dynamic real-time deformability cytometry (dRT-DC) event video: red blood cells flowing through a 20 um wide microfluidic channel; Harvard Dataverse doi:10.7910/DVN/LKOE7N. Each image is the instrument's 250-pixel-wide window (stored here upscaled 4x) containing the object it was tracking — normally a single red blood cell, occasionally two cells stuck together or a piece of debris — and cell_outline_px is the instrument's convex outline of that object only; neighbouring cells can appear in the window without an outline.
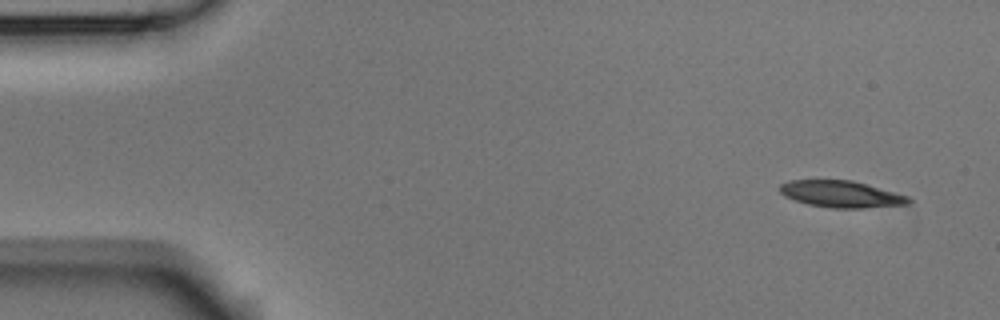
{"species": "Egyptian fruit bat (a non-hibernating species)", "species_latin": "Rousettus aegyptiacus", "temperature_condition": "room temperature", "stored_images_in_passage": 6, "camera_frame_rate_fps": 3000, "um_per_image_px": 0.085, "animal": {"sex": "male"}, "frame": {"image": 1, "passage_image": 1, "time_ms": 0.0, "image_size_px": [1000, 320], "cell_outline_px": [[912, 200], [908, 204], [864, 208], [832, 208], [808, 204], [784, 196], [780, 192], [780, 184], [788, 180], [852, 180], [908, 196]], "centroid_in_image_um": [71.49, 16.5], "position_along_channel_um": 13.5, "area_um2": 19.88}}
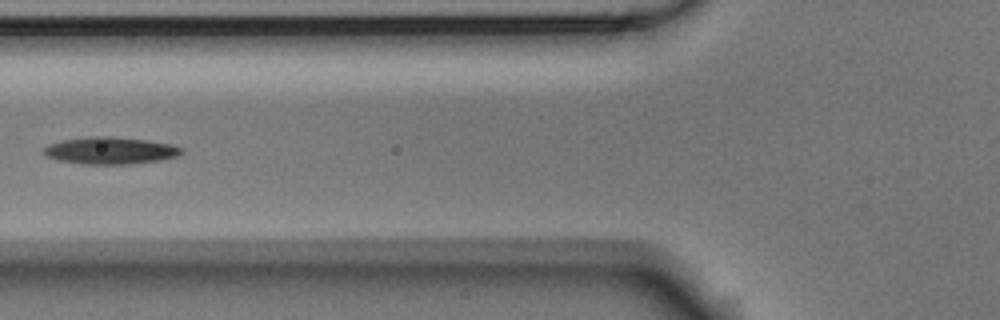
{"frame": {"image": 2, "passage_image": 5, "time_ms": 1.333, "image_size_px": [1000, 320], "cell_outline_px": [[184, 152], [176, 156], [160, 160], [128, 164], [80, 164], [60, 160], [44, 156], [40, 152], [40, 148], [48, 144], [60, 140], [92, 136], [108, 136], [148, 140], [172, 144], [184, 148]], "centroid_in_image_um": [9.31, 12.79], "position_along_channel_um": 116.5, "area_um2": 22.08}}
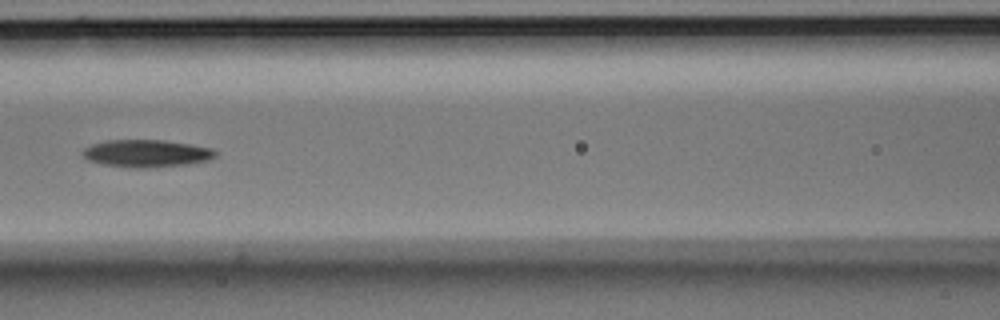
{"frame": {"image": 3, "passage_image": 6, "time_ms": 1.667, "image_size_px": [1000, 320], "cell_outline_px": [[216, 156], [208, 160], [188, 164], [148, 168], [132, 168], [104, 164], [88, 160], [80, 152], [84, 148], [92, 144], [104, 140], [164, 140], [212, 148], [216, 152]], "centroid_in_image_um": [12.43, 13.04], "position_along_channel_um": 154.2, "area_um2": 21.21}}